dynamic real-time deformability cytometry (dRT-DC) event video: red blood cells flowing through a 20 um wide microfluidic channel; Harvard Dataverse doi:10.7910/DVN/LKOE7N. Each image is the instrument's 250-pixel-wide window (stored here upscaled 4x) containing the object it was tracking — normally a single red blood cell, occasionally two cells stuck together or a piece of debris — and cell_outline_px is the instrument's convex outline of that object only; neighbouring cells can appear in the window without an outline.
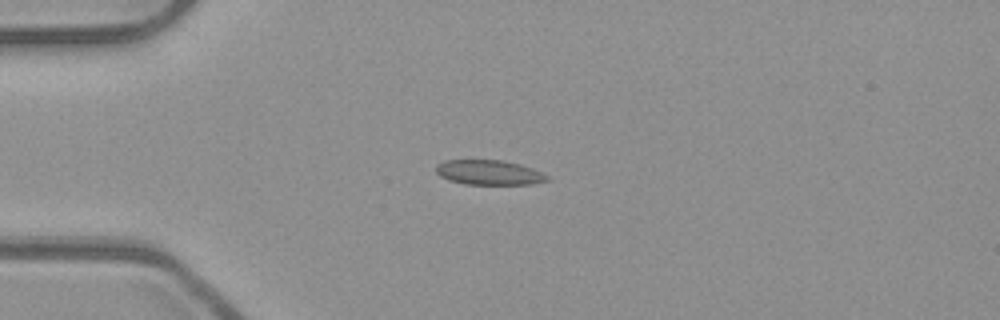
{"species": "common noctule bat (a hibernating species)", "species_latin": "Nyctalus noctula", "temperature_condition": "room temperature", "stored_images_in_passage": 52, "camera_frame_rate_fps": 3000, "um_per_image_px": 0.085, "animal": {"sex": "male", "body_mass_g": 23.1, "forearm_length_mm": 52.7}, "frame": {"image": 1, "passage_image": 13, "time_ms": 4.0, "image_size_px": [1000, 320], "cell_outline_px": [[548, 180], [532, 184], [464, 184], [448, 180], [440, 176], [436, 172], [436, 164], [444, 160], [504, 160], [520, 164], [532, 168], [548, 176]], "centroid_in_image_um": [41.53, 14.65], "position_along_channel_um": 43.5, "area_um2": 16.07}}
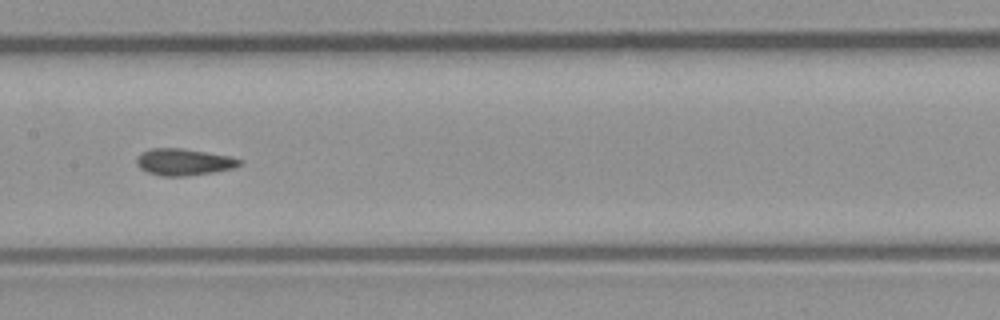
{"frame": {"image": 2, "passage_image": 26, "time_ms": 8.333, "image_size_px": [1000, 320], "cell_outline_px": [[244, 164], [232, 168], [212, 172], [184, 176], [160, 176], [148, 172], [140, 168], [136, 164], [136, 160], [140, 152], [152, 148], [180, 148], [228, 156], [244, 160]], "centroid_in_image_um": [15.61, 13.77], "position_along_channel_um": 191.8, "area_um2": 15.95}}
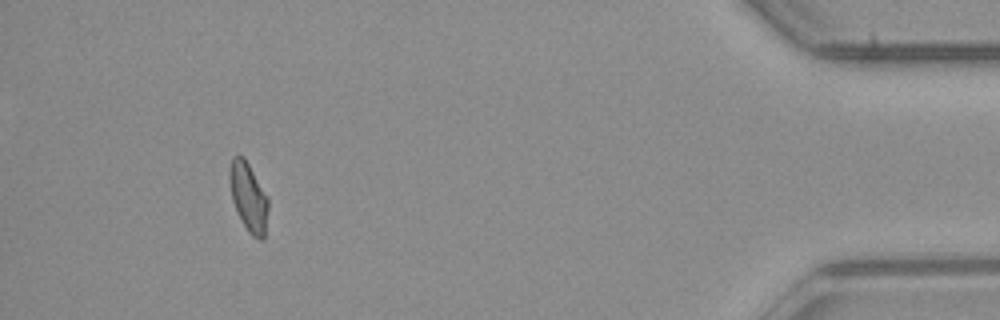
{"frame": {"image": 3, "passage_image": 48, "time_ms": 15.667, "image_size_px": [1000, 320], "cell_outline_px": [[268, 208], [264, 236], [260, 240], [252, 236], [248, 232], [232, 200], [228, 180], [228, 168], [232, 156], [244, 156], [268, 196]], "centroid_in_image_um": [21.1, 16.69], "position_along_channel_um": 414.1, "area_um2": 15.55}, "authors_computed_cell_mechanics": {"area_um2": 15.8083, "velocity_mm_per_s": 3.9434, "shape_relaxation_time_tau1_ms": null, "shape_relaxation_time_tau2_ms": 1.9063, "deformation_change_tau1": null, "deformation_change_tau2": 0.056}}